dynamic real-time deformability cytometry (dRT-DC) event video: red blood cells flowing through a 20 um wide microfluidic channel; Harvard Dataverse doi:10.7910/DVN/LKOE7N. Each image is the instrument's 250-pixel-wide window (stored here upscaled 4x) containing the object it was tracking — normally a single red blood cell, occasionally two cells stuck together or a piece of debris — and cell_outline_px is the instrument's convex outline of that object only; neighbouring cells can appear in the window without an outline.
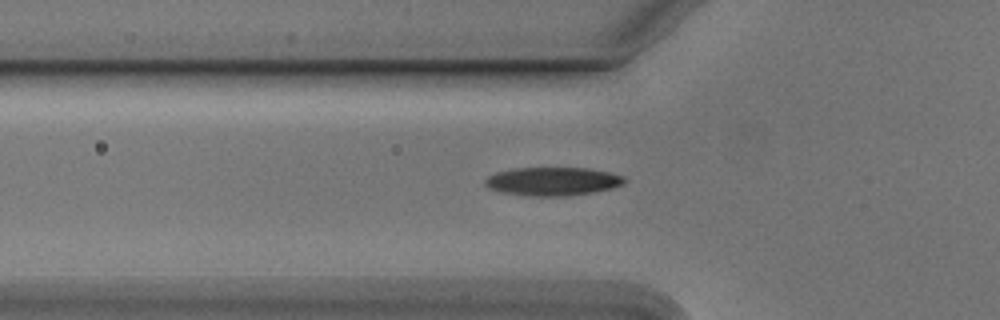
{"species": "Egyptian fruit bat (a non-hibernating species)", "species_latin": "Rousettus aegyptiacus", "temperature_condition": "cold", "stored_images_in_passage": 36, "camera_frame_rate_fps": 3000, "um_per_image_px": 0.085, "animal": {"sex": "male"}, "frame": {"image": 1, "passage_image": 2, "time_ms": 0.333, "image_size_px": [1000, 320], "cell_outline_px": [[628, 180], [624, 184], [612, 188], [596, 192], [568, 196], [532, 196], [500, 192], [488, 188], [484, 184], [484, 180], [488, 176], [496, 172], [516, 168], [588, 168], [608, 172], [624, 176]], "centroid_in_image_um": [47.0, 15.42], "position_along_channel_um": 78.8, "area_um2": 23.29}}
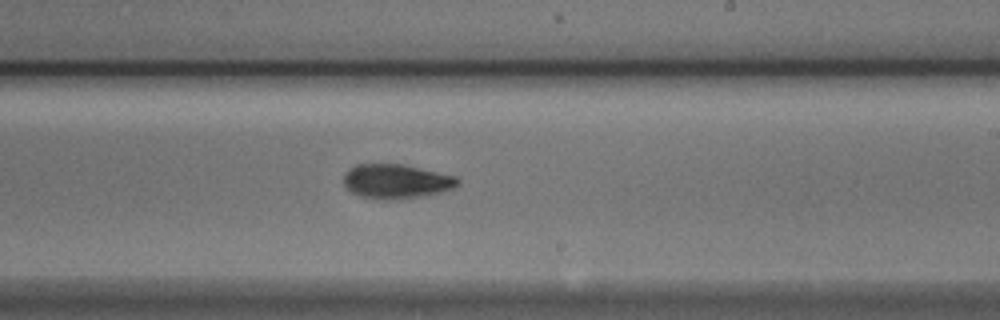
{"frame": {"image": 2, "passage_image": 16, "time_ms": 5.0, "image_size_px": [1000, 320], "cell_outline_px": [[460, 184], [452, 188], [440, 192], [424, 196], [392, 200], [380, 200], [360, 196], [352, 192], [344, 184], [344, 176], [348, 168], [356, 164], [404, 164], [456, 176], [460, 180]], "centroid_in_image_um": [33.68, 15.41], "position_along_channel_um": 255.3, "area_um2": 23.0}}
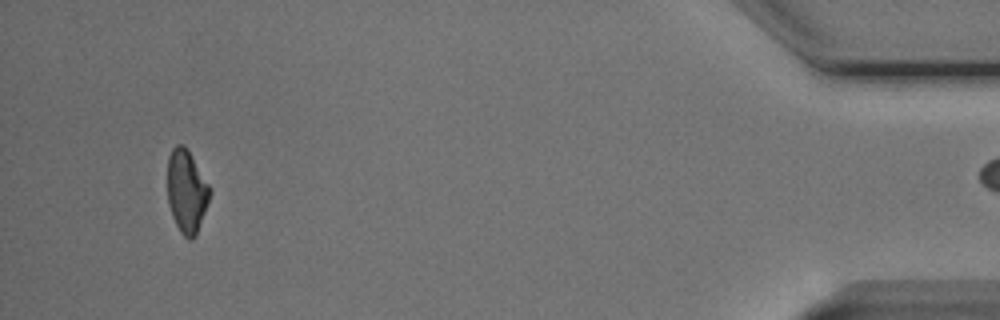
{"frame": {"image": 3, "passage_image": 35, "time_ms": 11.333, "image_size_px": [1000, 320], "cell_outline_px": [[208, 200], [196, 236], [192, 240], [188, 240], [180, 232], [172, 216], [168, 204], [168, 156], [172, 148], [176, 144], [184, 144], [208, 184]], "centroid_in_image_um": [15.82, 16.27], "position_along_channel_um": 419.4, "area_um2": 20.0}}